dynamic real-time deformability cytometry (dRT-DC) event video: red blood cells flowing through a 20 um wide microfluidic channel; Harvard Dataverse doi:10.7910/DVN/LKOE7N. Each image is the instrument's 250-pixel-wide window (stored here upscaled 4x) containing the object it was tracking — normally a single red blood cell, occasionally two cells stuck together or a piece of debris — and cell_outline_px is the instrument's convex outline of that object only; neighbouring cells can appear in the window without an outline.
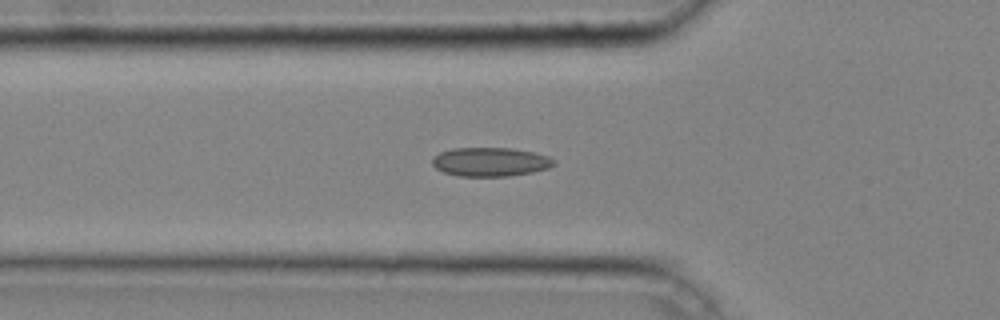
{"species": "common noctule bat (a hibernating species)", "species_latin": "Nyctalus noctula", "temperature_condition": "cold", "stored_images_in_passage": 42, "camera_frame_rate_fps": 3000, "um_per_image_px": 0.085, "animal": {"sex": "male", "body_mass_g": 20.4}, "frame": {"image": 1, "passage_image": 13, "time_ms": 4.0, "image_size_px": [1000, 320], "cell_outline_px": [[556, 164], [548, 168], [532, 172], [508, 176], [456, 176], [444, 172], [436, 168], [432, 164], [432, 160], [440, 152], [452, 148], [512, 148], [532, 152], [548, 156], [556, 160]], "centroid_in_image_um": [41.69, 13.76], "position_along_channel_um": 84.1, "area_um2": 20.46}}
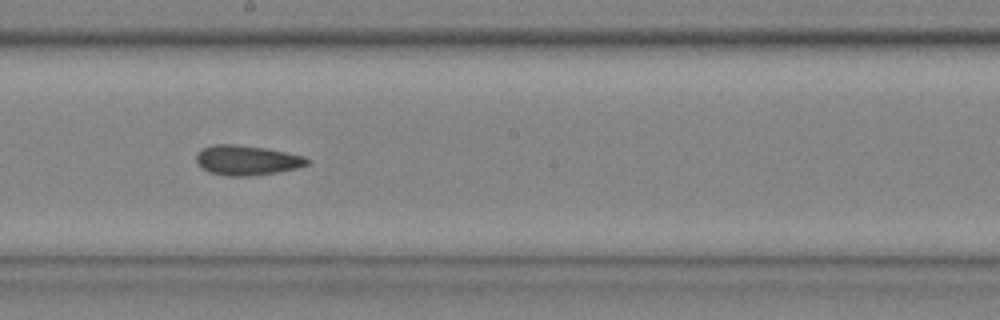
{"frame": {"image": 2, "passage_image": 23, "time_ms": 7.333, "image_size_px": [1000, 320], "cell_outline_px": [[312, 160], [308, 164], [296, 168], [276, 172], [252, 176], [224, 176], [208, 172], [200, 168], [196, 160], [196, 152], [212, 144], [236, 144], [264, 148], [304, 156]], "centroid_in_image_um": [20.94, 13.62], "position_along_channel_um": 227.3, "area_um2": 19.42}}
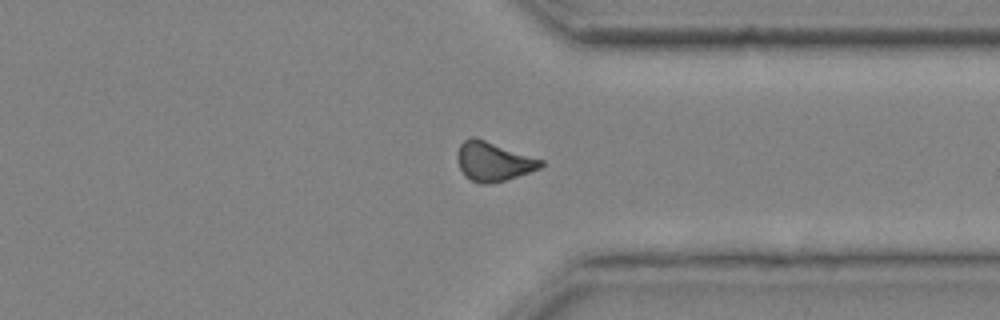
{"frame": {"image": 3, "passage_image": 33, "time_ms": 10.667, "image_size_px": [1000, 320], "cell_outline_px": [[544, 164], [540, 168], [504, 180], [488, 184], [480, 184], [464, 176], [460, 168], [456, 156], [460, 144], [464, 140], [472, 136], [476, 136], [544, 160]], "centroid_in_image_um": [41.91, 13.7], "position_along_channel_um": 369.5, "area_um2": 19.13}}